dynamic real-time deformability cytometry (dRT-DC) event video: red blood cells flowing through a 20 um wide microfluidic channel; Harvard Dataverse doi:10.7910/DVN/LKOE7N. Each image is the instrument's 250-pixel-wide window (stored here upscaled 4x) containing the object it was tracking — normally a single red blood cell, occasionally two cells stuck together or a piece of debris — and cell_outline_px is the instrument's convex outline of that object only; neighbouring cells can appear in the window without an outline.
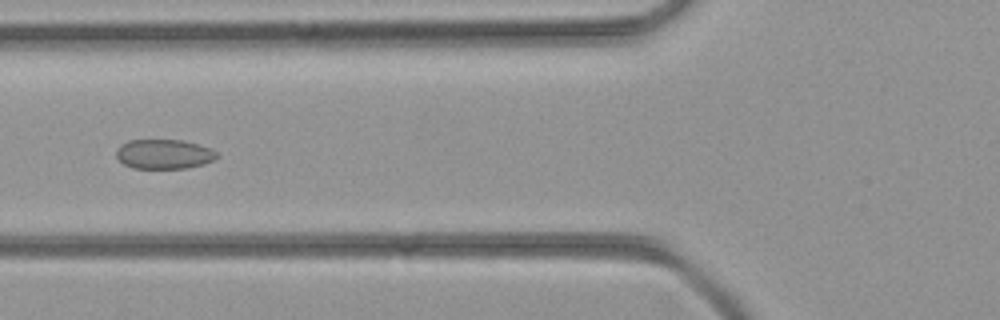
{"species": "common noctule bat (a hibernating species)", "species_latin": "Nyctalus noctula", "temperature_condition": "room temperature", "stored_images_in_passage": 44, "camera_frame_rate_fps": 3000, "um_per_image_px": 0.085, "animal": {"sex": "female", "body_mass_g": 21.9}, "frame": {"image": 1, "passage_image": 16, "time_ms": 5.0, "image_size_px": [1000, 320], "cell_outline_px": [[220, 156], [216, 160], [204, 164], [188, 168], [132, 168], [124, 164], [116, 156], [116, 148], [120, 144], [128, 140], [184, 140], [208, 148], [216, 152]], "centroid_in_image_um": [13.94, 13.1], "position_along_channel_um": 111.9, "area_um2": 17.46}}
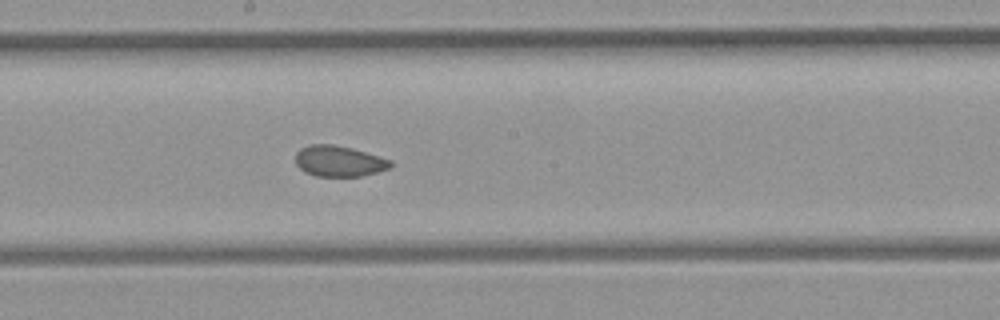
{"frame": {"image": 2, "passage_image": 23, "time_ms": 7.333, "image_size_px": [1000, 320], "cell_outline_px": [[392, 164], [388, 168], [376, 172], [360, 176], [316, 176], [304, 172], [296, 164], [296, 152], [300, 148], [308, 144], [332, 144], [352, 148], [392, 160]], "centroid_in_image_um": [28.78, 13.68], "position_along_channel_um": 219.4, "area_um2": 17.05}}
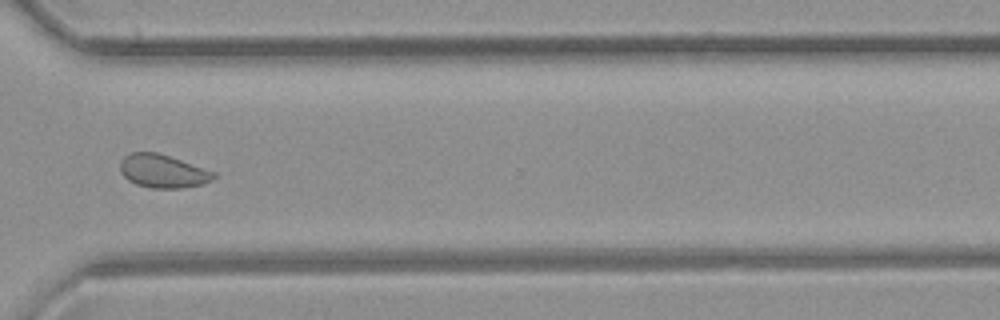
{"frame": {"image": 3, "passage_image": 32, "time_ms": 10.333, "image_size_px": [1000, 320], "cell_outline_px": [[216, 176], [212, 180], [204, 184], [180, 188], [148, 188], [136, 184], [128, 180], [120, 172], [120, 160], [124, 156], [132, 152], [156, 152], [216, 172]], "centroid_in_image_um": [13.82, 14.56], "position_along_channel_um": 356.8, "area_um2": 18.15}}